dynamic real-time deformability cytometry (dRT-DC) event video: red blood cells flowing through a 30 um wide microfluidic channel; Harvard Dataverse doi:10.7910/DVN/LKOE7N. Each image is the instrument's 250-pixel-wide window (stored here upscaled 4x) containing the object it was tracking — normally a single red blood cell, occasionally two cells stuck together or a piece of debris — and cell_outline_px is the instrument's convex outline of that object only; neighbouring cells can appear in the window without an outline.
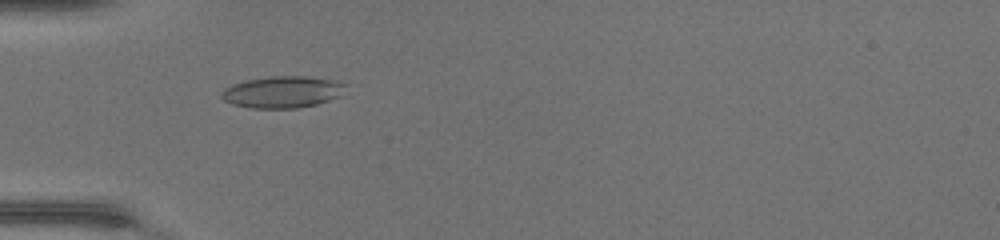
{"species": "common noctule bat (a hibernating species)", "species_latin": "Nyctalus noctula", "temperature_condition": "warm", "stored_images_in_passage": 34, "camera_frame_rate_fps": 3000, "um_per_image_px": 0.085, "animal": {"sex": "female", "body_mass_g": 17.0, "forearm_length_mm": 48.0}, "frame": {"image": 1, "passage_image": 3, "time_ms": 0.667, "image_size_px": [1000, 240], "cell_outline_px": [[348, 84], [340, 96], [316, 104], [296, 108], [252, 108], [232, 104], [224, 100], [220, 96], [220, 92], [224, 88], [232, 84], [244, 80], [268, 76], [304, 76], [328, 80]], "centroid_in_image_um": [23.95, 7.82], "position_along_channel_um": 61.0, "area_um2": 22.89}}
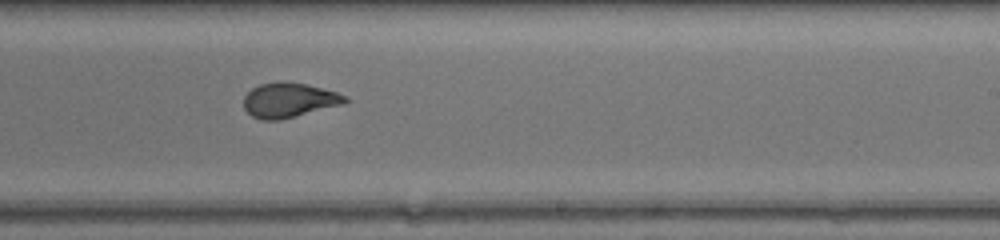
{"frame": {"image": 2, "passage_image": 17, "time_ms": 5.333, "image_size_px": [1000, 240], "cell_outline_px": [[348, 100], [340, 104], [280, 120], [260, 120], [252, 116], [244, 108], [244, 96], [252, 88], [260, 84], [280, 80], [284, 80], [304, 84], [336, 92], [348, 96]], "centroid_in_image_um": [24.51, 8.5], "position_along_channel_um": 264.5, "area_um2": 20.29}}
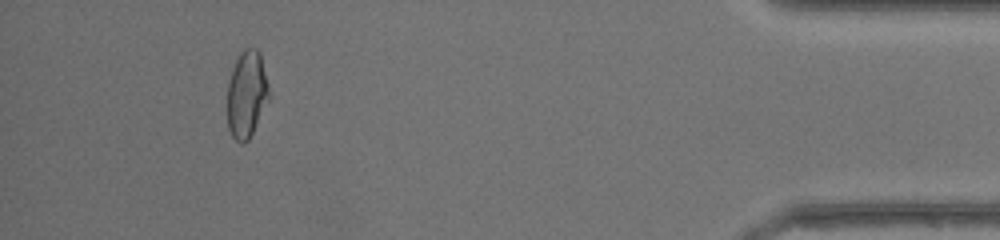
{"frame": {"image": 3, "passage_image": 31, "time_ms": 10.0, "image_size_px": [1000, 240], "cell_outline_px": [[268, 100], [248, 140], [244, 144], [240, 144], [232, 136], [228, 128], [228, 80], [232, 68], [240, 52], [244, 48], [256, 48], [260, 52], [268, 84]], "centroid_in_image_um": [20.95, 7.99], "position_along_channel_um": 414.3, "area_um2": 20.92}, "authors_computed_cell_mechanics": {"area_um2": 21.1259, "velocity_mm_per_s": 4.4635, "shape_relaxation_time_tau1_ms": null, "shape_relaxation_time_tau2_ms": 0.7347, "deformation_change_tau1": null, "deformation_change_tau2": 0.0665}}